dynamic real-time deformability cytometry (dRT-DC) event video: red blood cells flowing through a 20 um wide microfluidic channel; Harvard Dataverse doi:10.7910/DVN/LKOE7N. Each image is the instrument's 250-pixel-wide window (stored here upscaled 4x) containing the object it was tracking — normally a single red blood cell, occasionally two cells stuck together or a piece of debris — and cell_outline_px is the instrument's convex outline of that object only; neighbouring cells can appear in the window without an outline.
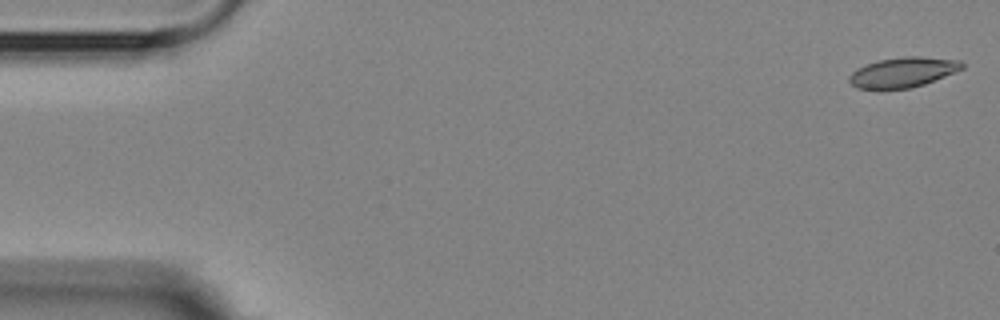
{"species": "Egyptian fruit bat (a non-hibernating species)", "species_latin": "Rousettus aegyptiacus", "temperature_condition": "room temperature", "stored_images_in_passage": 4, "camera_frame_rate_fps": 3000, "um_per_image_px": 0.085, "animal": {"sex": "female"}, "frame": {"image": 1, "passage_image": 1, "time_ms": 0.0, "image_size_px": [1000, 320], "cell_outline_px": [[964, 68], [956, 72], [924, 84], [912, 88], [880, 92], [856, 88], [848, 80], [848, 76], [856, 68], [880, 60], [904, 56], [920, 56], [960, 60], [964, 64]], "centroid_in_image_um": [76.71, 6.19], "position_along_channel_um": 8.3, "area_um2": 20.46}}